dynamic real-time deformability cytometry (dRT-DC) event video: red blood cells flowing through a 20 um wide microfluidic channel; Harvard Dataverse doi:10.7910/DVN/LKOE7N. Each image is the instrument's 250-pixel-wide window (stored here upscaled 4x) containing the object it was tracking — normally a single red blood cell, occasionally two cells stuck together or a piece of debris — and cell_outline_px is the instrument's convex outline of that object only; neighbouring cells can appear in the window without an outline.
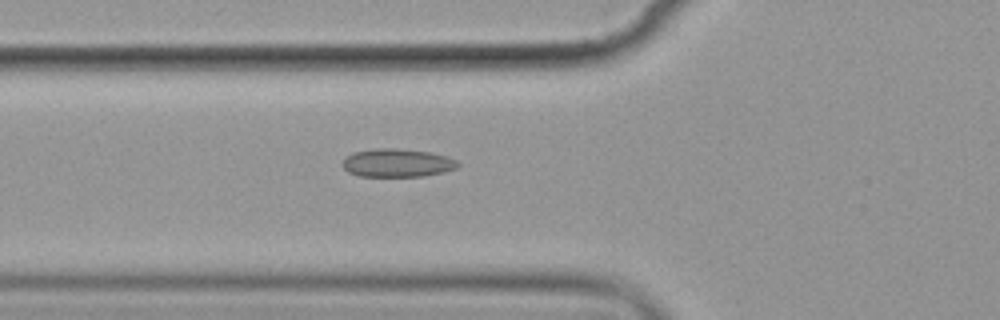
{"species": "common noctule bat (a hibernating species)", "species_latin": "Nyctalus noctula", "temperature_condition": "cold", "stored_images_in_passage": 3, "camera_frame_rate_fps": 3000, "um_per_image_px": 0.085, "animal": {"sex": "female", "body_mass_g": 19.9}, "frame": {"image": 1, "passage_image": 3, "time_ms": 2.333, "image_size_px": [1000, 320], "cell_outline_px": [[460, 164], [456, 168], [444, 172], [424, 176], [360, 176], [348, 172], [340, 164], [352, 152], [376, 148], [396, 148], [432, 152], [448, 156], [456, 160]], "centroid_in_image_um": [33.78, 13.84], "position_along_channel_um": 92.0, "area_um2": 19.13}}